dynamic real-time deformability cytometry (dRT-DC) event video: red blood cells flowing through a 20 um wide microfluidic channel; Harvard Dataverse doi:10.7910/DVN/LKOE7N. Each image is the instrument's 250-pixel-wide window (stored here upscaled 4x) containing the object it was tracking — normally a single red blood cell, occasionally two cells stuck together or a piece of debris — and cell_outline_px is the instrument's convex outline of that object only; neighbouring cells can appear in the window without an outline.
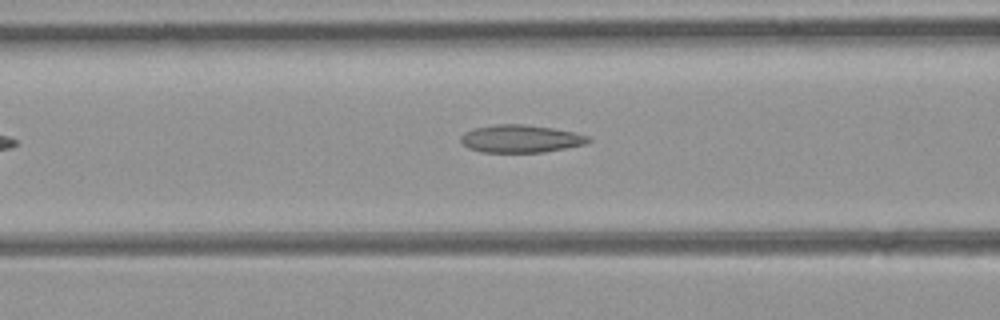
{"species": "common noctule bat (a hibernating species)", "species_latin": "Nyctalus noctula", "temperature_condition": "room temperature", "stored_images_in_passage": 34, "camera_frame_rate_fps": 3000, "um_per_image_px": 0.085, "animal": {"sex": "female", "body_mass_g": 21.9}, "frame": {"image": 1, "passage_image": 6, "time_ms": 1.667, "image_size_px": [1000, 320], "cell_outline_px": [[592, 140], [588, 144], [544, 152], [480, 152], [468, 148], [460, 140], [460, 136], [464, 132], [476, 128], [496, 124], [524, 124], [552, 128], [572, 132], [588, 136]], "centroid_in_image_um": [44.26, 11.8], "position_along_channel_um": 122.3, "area_um2": 20.58}}
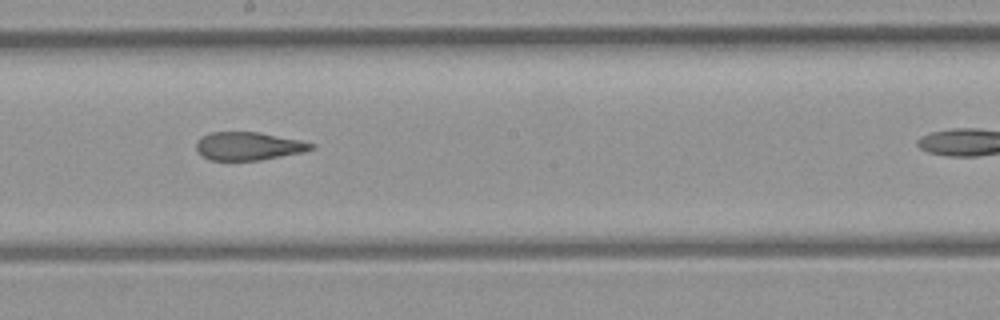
{"frame": {"image": 2, "passage_image": 14, "time_ms": 4.333, "image_size_px": [1000, 320], "cell_outline_px": [[316, 148], [304, 152], [260, 160], [208, 160], [200, 156], [196, 152], [196, 144], [200, 136], [212, 132], [260, 132], [300, 140], [316, 144]], "centroid_in_image_um": [21.11, 12.42], "position_along_channel_um": 227.1, "area_um2": 19.13}}
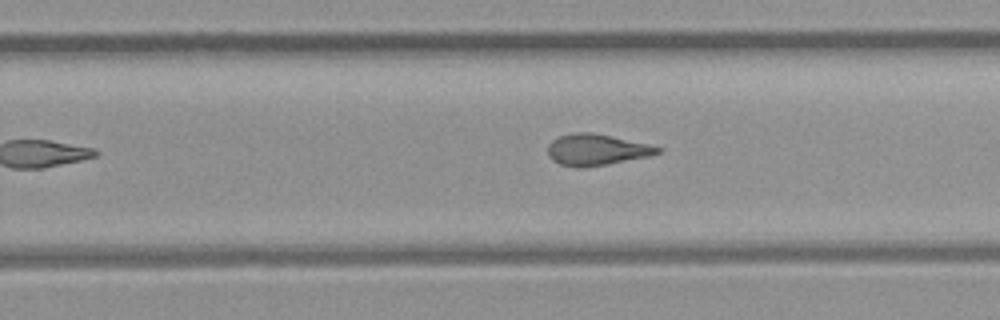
{"frame": {"image": 3, "passage_image": 18, "time_ms": 5.667, "image_size_px": [1000, 320], "cell_outline_px": [[664, 148], [660, 152], [652, 156], [608, 164], [584, 168], [576, 168], [560, 164], [552, 160], [548, 156], [548, 144], [552, 140], [560, 136], [572, 132], [592, 132], [612, 136], [648, 144]], "centroid_in_image_um": [50.71, 12.73], "position_along_channel_um": 279.1, "area_um2": 20.29}, "authors_computed_cell_mechanics": {"area_um2": 19.941, "velocity_mm_per_s": 3.9124, "shape_relaxation_time_tau1_ms": null, "shape_relaxation_time_tau2_ms": 4.0516, "deformation_change_tau1": null, "deformation_change_tau2": 0.131}}